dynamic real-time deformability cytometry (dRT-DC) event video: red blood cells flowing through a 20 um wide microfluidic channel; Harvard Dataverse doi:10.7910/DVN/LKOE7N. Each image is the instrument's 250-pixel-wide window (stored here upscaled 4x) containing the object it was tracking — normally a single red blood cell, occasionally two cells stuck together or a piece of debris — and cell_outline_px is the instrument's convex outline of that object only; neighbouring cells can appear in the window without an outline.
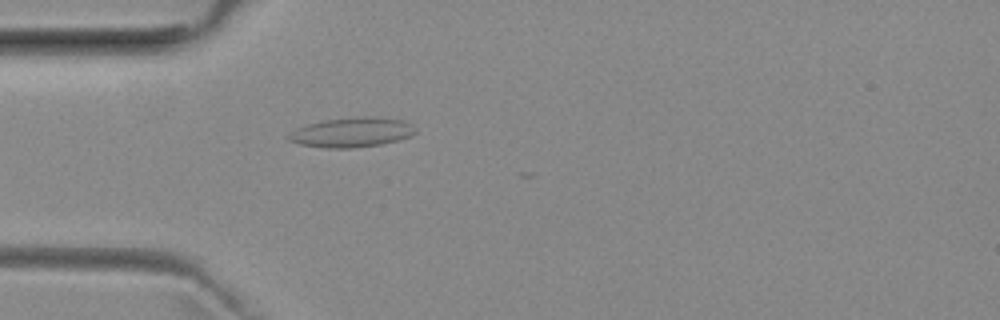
{"species": "common noctule bat (a hibernating species)", "species_latin": "Nyctalus noctula", "temperature_condition": "room temperature", "stored_images_in_passage": 51, "camera_frame_rate_fps": 3000, "um_per_image_px": 0.085, "animal": {"sex": "female", "body_mass_g": 29.2, "forearm_length_mm": 56.3}, "frame": {"image": 1, "passage_image": 14, "time_ms": 4.333, "image_size_px": [1000, 320], "cell_outline_px": [[416, 132], [412, 136], [380, 144], [352, 148], [328, 148], [300, 144], [288, 140], [288, 136], [296, 128], [308, 124], [324, 120], [356, 116], [376, 116], [404, 120], [412, 124], [416, 128]], "centroid_in_image_um": [29.95, 11.23], "position_along_channel_um": 55.1, "area_um2": 22.02}}
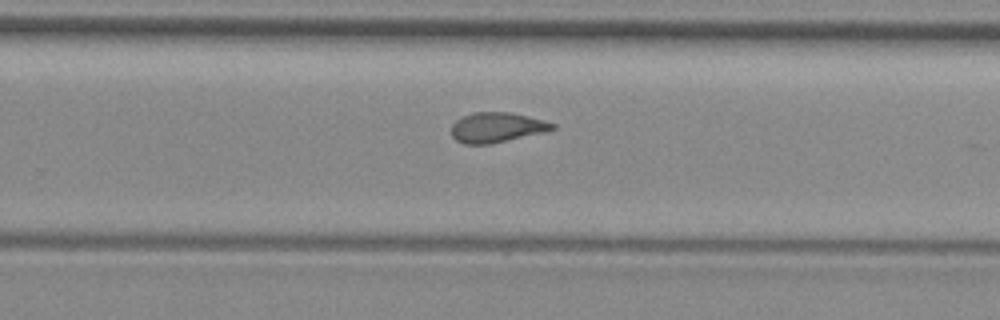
{"frame": {"image": 2, "passage_image": 32, "time_ms": 10.333, "image_size_px": [1000, 320], "cell_outline_px": [[556, 128], [548, 132], [488, 144], [464, 144], [456, 140], [452, 136], [452, 124], [456, 120], [472, 112], [512, 112], [544, 120], [556, 124]], "centroid_in_image_um": [42.26, 10.83], "position_along_channel_um": 287.5, "area_um2": 17.8}}
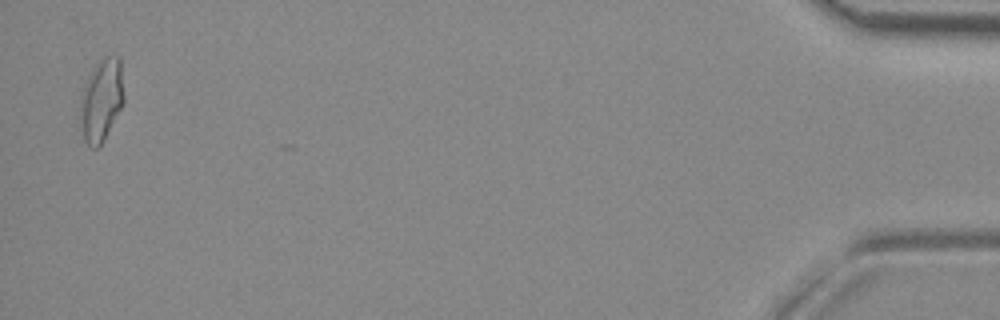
{"frame": {"image": 3, "passage_image": 50, "time_ms": 16.333, "image_size_px": [1000, 320], "cell_outline_px": [[124, 104], [104, 140], [96, 148], [92, 148], [84, 140], [80, 112], [80, 108], [84, 88], [88, 76], [96, 64], [104, 56], [120, 56], [124, 96]], "centroid_in_image_um": [8.66, 8.49], "position_along_channel_um": 426.5, "area_um2": 20.81}, "authors_computed_cell_mechanics": {"area_um2": 18.3804, "velocity_mm_per_s": 3.9563, "shape_relaxation_time_tau1_ms": null, "shape_relaxation_time_tau2_ms": 2.3349, "deformation_change_tau1": null, "deformation_change_tau2": 0.091}}